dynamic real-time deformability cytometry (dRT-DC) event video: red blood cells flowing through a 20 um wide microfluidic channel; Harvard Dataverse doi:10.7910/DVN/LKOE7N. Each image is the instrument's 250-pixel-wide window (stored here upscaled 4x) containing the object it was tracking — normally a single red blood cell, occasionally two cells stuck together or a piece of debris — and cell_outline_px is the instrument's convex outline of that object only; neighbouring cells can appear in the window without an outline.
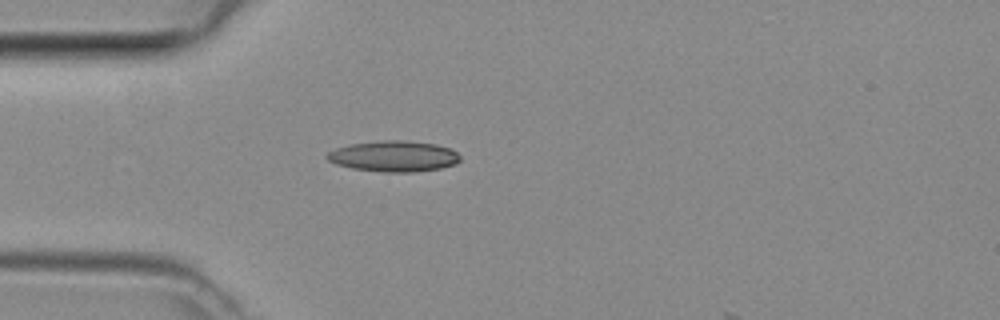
{"species": "common noctule bat (a hibernating species)", "species_latin": "Nyctalus noctula", "temperature_condition": "room temperature", "stored_images_in_passage": 2, "camera_frame_rate_fps": 3000, "um_per_image_px": 0.085, "animal": {"sex": "female", "body_mass_g": 29.2, "forearm_length_mm": 56.3}, "frame": {"image": 1, "passage_image": 1, "time_ms": 0.0, "image_size_px": [1000, 320], "cell_outline_px": [[460, 160], [456, 164], [440, 168], [412, 172], [380, 172], [352, 168], [336, 164], [328, 160], [324, 156], [328, 152], [336, 148], [348, 144], [380, 140], [400, 140], [436, 144], [452, 148], [460, 156]], "centroid_in_image_um": [33.46, 13.27], "position_along_channel_um": 51.5, "area_um2": 24.1}}